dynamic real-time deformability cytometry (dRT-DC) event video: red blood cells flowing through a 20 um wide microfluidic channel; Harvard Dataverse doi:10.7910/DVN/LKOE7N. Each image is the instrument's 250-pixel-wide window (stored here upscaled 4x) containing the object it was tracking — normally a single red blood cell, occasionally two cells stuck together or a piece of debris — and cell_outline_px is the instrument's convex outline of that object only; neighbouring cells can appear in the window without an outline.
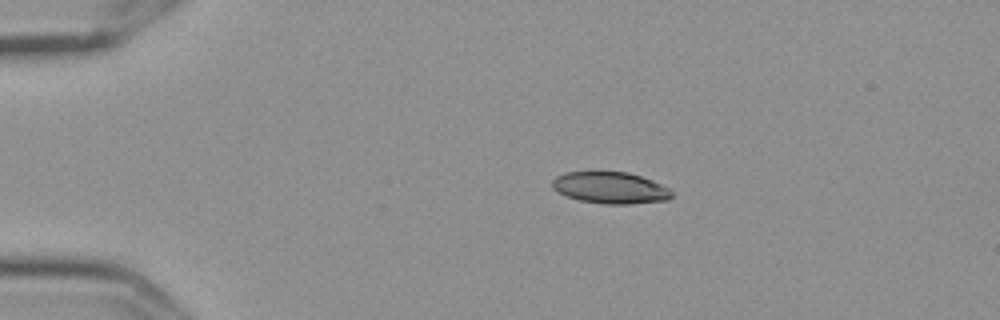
{"species": "Egyptian fruit bat (a non-hibernating species)", "species_latin": "Rousettus aegyptiacus", "temperature_condition": "cold", "stored_images_in_passage": 5, "camera_frame_rate_fps": 3000, "um_per_image_px": 0.085, "frame": {"image": 1, "passage_image": 3, "time_ms": 0.667, "image_size_px": [1000, 320], "cell_outline_px": [[672, 196], [668, 200], [628, 204], [604, 204], [580, 200], [568, 196], [552, 188], [552, 180], [556, 176], [564, 172], [596, 168], [628, 172], [652, 180], [668, 188], [672, 192]], "centroid_in_image_um": [51.83, 15.9], "position_along_channel_um": 33.2, "area_um2": 22.77}}
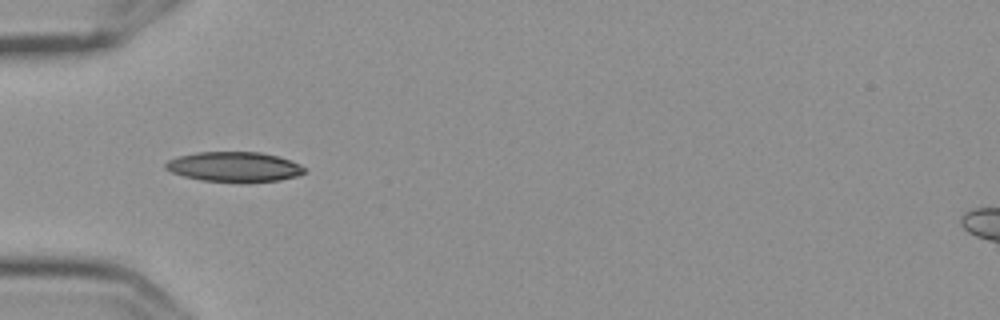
{"frame": {"image": 2, "passage_image": 5, "time_ms": 1.333, "image_size_px": [1000, 320], "cell_outline_px": [[308, 172], [296, 176], [280, 180], [200, 180], [184, 176], [172, 172], [164, 168], [164, 164], [168, 160], [180, 156], [196, 152], [260, 152], [292, 160], [300, 164]], "centroid_in_image_um": [19.91, 14.15], "position_along_channel_um": 65.1, "area_um2": 23.58}}